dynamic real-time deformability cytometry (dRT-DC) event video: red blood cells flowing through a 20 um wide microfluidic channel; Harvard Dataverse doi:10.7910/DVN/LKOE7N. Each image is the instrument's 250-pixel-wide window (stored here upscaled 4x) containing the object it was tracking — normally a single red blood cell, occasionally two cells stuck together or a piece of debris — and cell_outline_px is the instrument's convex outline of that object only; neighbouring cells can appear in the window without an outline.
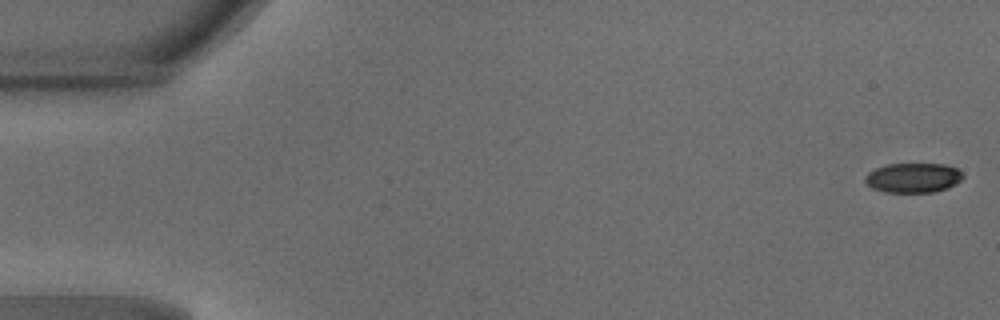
{"species": "common noctule bat (a hibernating species)", "species_latin": "Nyctalus noctula", "temperature_condition": "warm", "stored_images_in_passage": 14, "camera_frame_rate_fps": 3000, "um_per_image_px": 0.085, "animal": {"sex": "male", "body_mass_g": 18.8}, "frame": {"image": 1, "passage_image": 1, "time_ms": 0.0, "image_size_px": [1000, 320], "cell_outline_px": [[964, 176], [956, 184], [948, 188], [932, 192], [884, 192], [872, 188], [864, 180], [864, 176], [868, 172], [876, 168], [888, 164], [944, 164], [956, 168]], "centroid_in_image_um": [77.6, 15.11], "position_along_channel_um": 7.4, "area_um2": 16.88}}
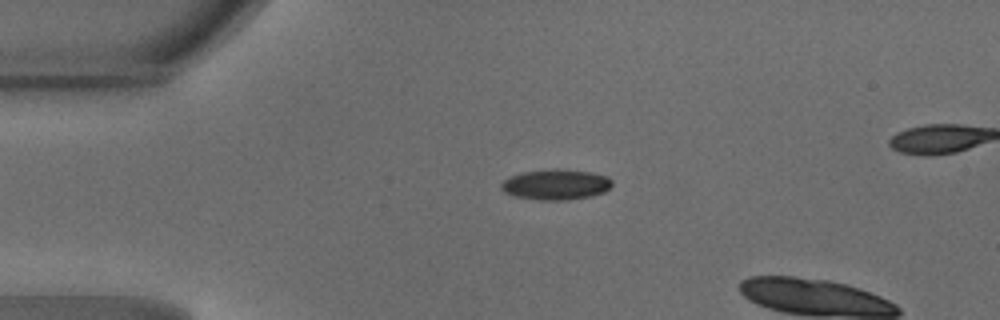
{"frame": {"image": 2, "passage_image": 11, "time_ms": 3.333, "image_size_px": [1000, 320], "cell_outline_px": [[612, 184], [604, 192], [592, 196], [568, 200], [540, 200], [512, 196], [504, 192], [500, 188], [500, 184], [504, 180], [512, 176], [524, 172], [556, 168], [592, 172], [608, 176], [612, 180]], "centroid_in_image_um": [47.25, 15.69], "position_along_channel_um": 37.7, "area_um2": 19.83}}